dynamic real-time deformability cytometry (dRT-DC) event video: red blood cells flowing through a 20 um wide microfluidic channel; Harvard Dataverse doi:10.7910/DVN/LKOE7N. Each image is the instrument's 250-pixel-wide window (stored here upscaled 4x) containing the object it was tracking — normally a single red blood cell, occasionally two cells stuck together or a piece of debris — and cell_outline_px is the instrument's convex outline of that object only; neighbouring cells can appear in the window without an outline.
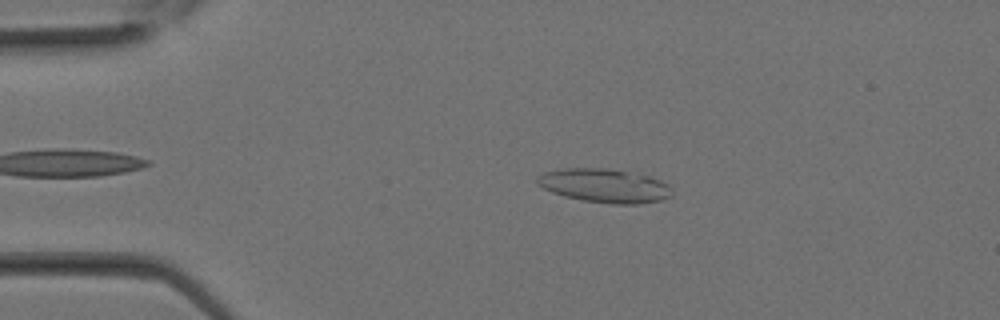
{"species": "Egyptian fruit bat (a non-hibernating species)", "species_latin": "Rousettus aegyptiacus", "temperature_condition": "room temperature", "stored_images_in_passage": 10, "camera_frame_rate_fps": 3000, "um_per_image_px": 0.085, "animal": {"sex": "female"}, "frame": {"image": 1, "passage_image": 5, "time_ms": 1.333, "image_size_px": [1000, 320], "cell_outline_px": [[672, 196], [660, 200], [636, 204], [612, 204], [584, 200], [564, 196], [552, 192], [536, 184], [536, 176], [544, 172], [560, 168], [608, 168], [640, 172], [660, 180], [668, 184], [672, 188]], "centroid_in_image_um": [51.4, 15.76], "position_along_channel_um": 33.6, "area_um2": 26.99}}
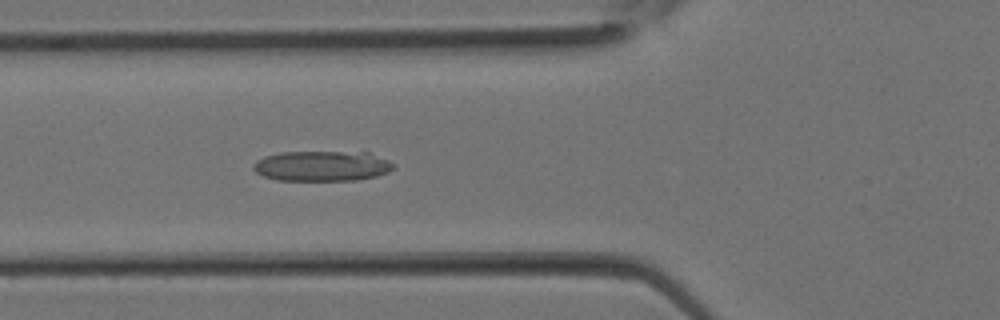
{"frame": {"image": 2, "passage_image": 10, "time_ms": 3.0, "image_size_px": [1000, 320], "cell_outline_px": [[396, 168], [388, 172], [376, 176], [356, 180], [276, 180], [264, 176], [256, 172], [252, 168], [252, 164], [256, 160], [264, 156], [280, 152], [368, 152], [388, 160], [396, 164]], "centroid_in_image_um": [27.38, 14.1], "position_along_channel_um": 98.4, "area_um2": 24.91}}